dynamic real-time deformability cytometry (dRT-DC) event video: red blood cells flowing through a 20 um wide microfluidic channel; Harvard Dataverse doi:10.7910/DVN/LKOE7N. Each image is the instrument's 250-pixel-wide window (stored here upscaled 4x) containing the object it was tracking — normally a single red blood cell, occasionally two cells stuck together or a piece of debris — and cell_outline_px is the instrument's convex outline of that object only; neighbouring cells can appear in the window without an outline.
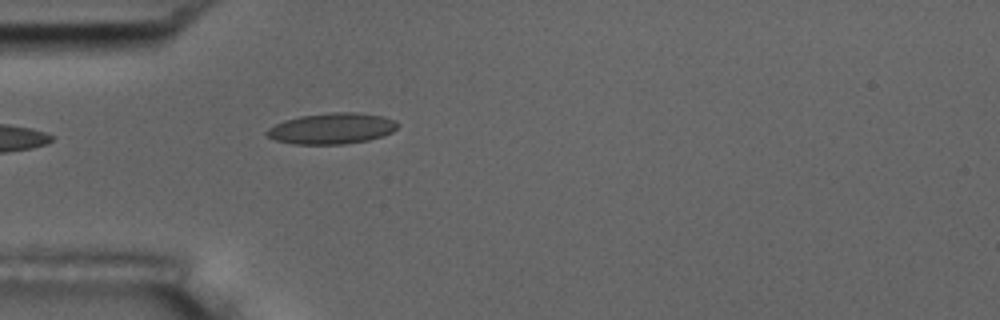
{"species": "common noctule bat (a hibernating species)", "species_latin": "Nyctalus noctula", "temperature_condition": "room temperature", "stored_images_in_passage": 1, "camera_frame_rate_fps": 3000, "um_per_image_px": 0.085, "animal": {"sex": "male", "body_mass_g": 17.5, "forearm_length_mm": 52.3}, "frame": {"image": 1, "passage_image": 1, "time_ms": 0.0, "image_size_px": [1000, 320], "cell_outline_px": [[400, 124], [392, 132], [384, 136], [368, 140], [344, 144], [292, 144], [276, 140], [268, 136], [264, 132], [268, 128], [284, 120], [300, 116], [332, 112], [356, 112], [384, 116], [396, 120]], "centroid_in_image_um": [28.23, 10.92], "position_along_channel_um": 56.8, "area_um2": 23.76}}